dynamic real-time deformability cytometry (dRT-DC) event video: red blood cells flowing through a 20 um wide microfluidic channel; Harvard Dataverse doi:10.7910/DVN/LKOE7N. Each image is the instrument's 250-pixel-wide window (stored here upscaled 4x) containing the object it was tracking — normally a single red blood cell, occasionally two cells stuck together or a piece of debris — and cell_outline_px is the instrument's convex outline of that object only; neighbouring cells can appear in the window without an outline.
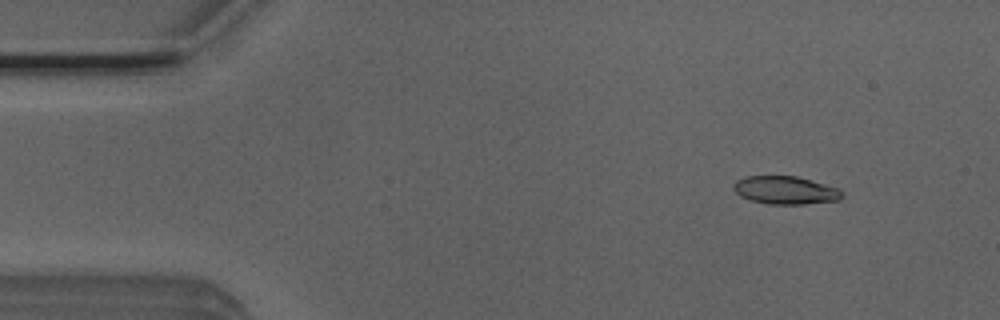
{"species": "Egyptian fruit bat (a non-hibernating species)", "species_latin": "Rousettus aegyptiacus", "temperature_condition": "room temperature", "stored_images_in_passage": 52, "camera_frame_rate_fps": 3000, "um_per_image_px": 0.085, "animal": {"sex": "male"}, "frame": {"image": 1, "passage_image": 6, "time_ms": 1.667, "image_size_px": [1000, 320], "cell_outline_px": [[844, 192], [836, 200], [804, 204], [768, 204], [752, 200], [740, 196], [732, 188], [732, 184], [736, 180], [744, 176], [796, 176], [840, 188]], "centroid_in_image_um": [66.72, 16.15], "position_along_channel_um": 18.3, "area_um2": 17.69}}
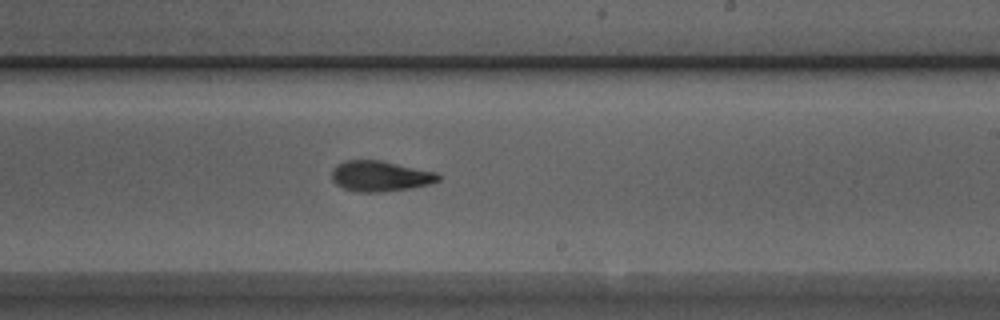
{"frame": {"image": 2, "passage_image": 31, "time_ms": 10.0, "image_size_px": [1000, 320], "cell_outline_px": [[440, 180], [428, 184], [412, 188], [380, 192], [356, 192], [344, 188], [336, 184], [332, 180], [332, 172], [336, 164], [344, 160], [384, 160], [436, 172], [440, 176]], "centroid_in_image_um": [32.31, 14.96], "position_along_channel_um": 256.7, "area_um2": 19.13}}
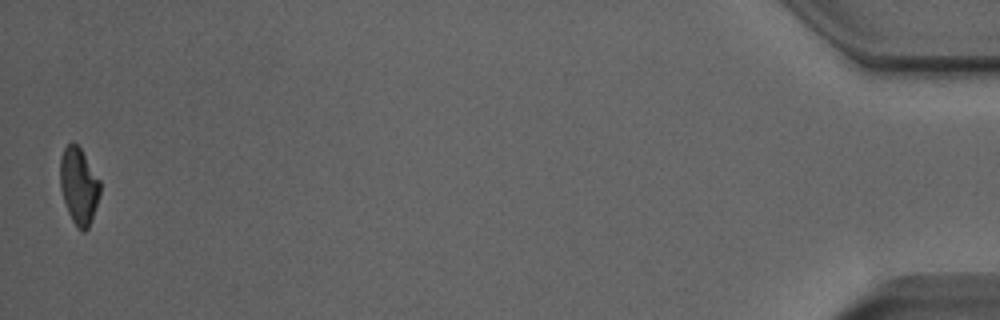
{"frame": {"image": 3, "passage_image": 52, "time_ms": 17.0, "image_size_px": [1000, 320], "cell_outline_px": [[100, 192], [88, 228], [84, 232], [80, 232], [76, 228], [68, 212], [60, 188], [60, 156], [64, 148], [72, 140], [80, 148], [100, 180]], "centroid_in_image_um": [6.68, 15.8], "position_along_channel_um": 428.5, "area_um2": 17.74}, "authors_computed_cell_mechanics": {"area_um2": 18.7272, "velocity_mm_per_s": 3.9012, "shape_relaxation_time_tau1_ms": 4.3362, "shape_relaxation_time_tau2_ms": 3.0318, "deformation_change_tau1": 0.15, "deformation_change_tau2": 0.1012}}